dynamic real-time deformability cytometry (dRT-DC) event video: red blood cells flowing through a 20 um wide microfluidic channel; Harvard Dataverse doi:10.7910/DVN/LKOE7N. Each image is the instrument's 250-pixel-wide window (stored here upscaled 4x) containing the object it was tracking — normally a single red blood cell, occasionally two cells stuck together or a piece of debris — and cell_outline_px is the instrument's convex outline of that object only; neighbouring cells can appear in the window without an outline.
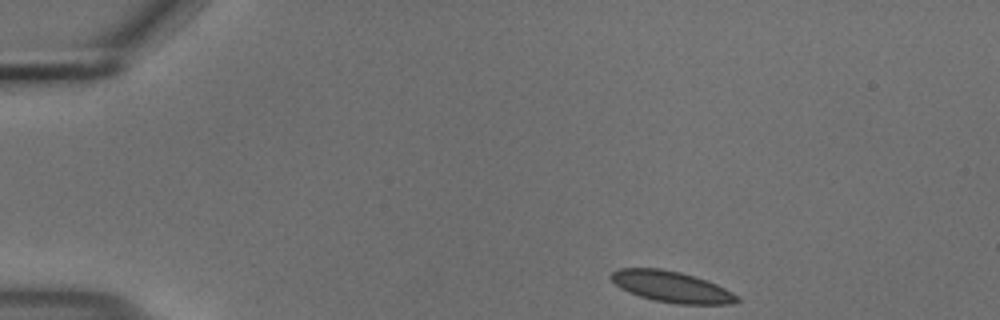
{"species": "common noctule bat (a hibernating species)", "species_latin": "Nyctalus noctula", "temperature_condition": "cold", "stored_images_in_passage": 47, "camera_frame_rate_fps": 3000, "um_per_image_px": 0.085, "animal": {"sex": "male", "body_mass_g": 18.8}, "frame": {"image": 1, "passage_image": 1, "time_ms": 0.0, "image_size_px": [1000, 320], "cell_outline_px": [[740, 300], [732, 304], [680, 304], [656, 300], [640, 296], [628, 292], [620, 288], [608, 276], [612, 272], [620, 268], [660, 268], [680, 272], [716, 284], [740, 296]], "centroid_in_image_um": [57.07, 24.37], "position_along_channel_um": 27.9, "area_um2": 22.6}}
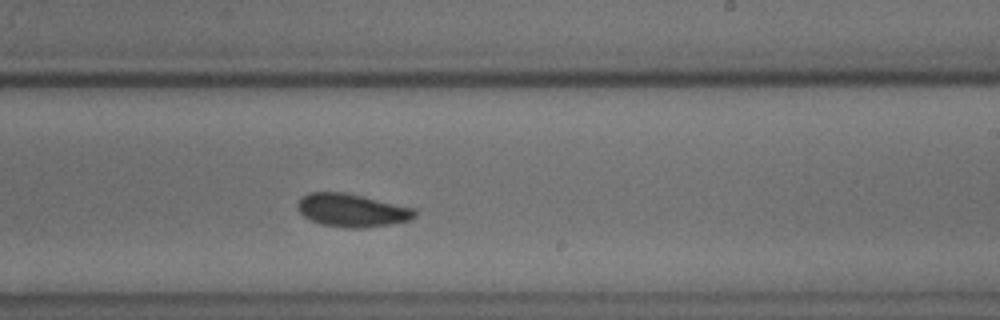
{"frame": {"image": 2, "passage_image": 26, "time_ms": 8.333, "image_size_px": [1000, 320], "cell_outline_px": [[416, 216], [412, 220], [364, 228], [348, 228], [324, 224], [312, 220], [304, 216], [296, 208], [296, 204], [308, 192], [344, 192], [364, 196], [416, 208]], "centroid_in_image_um": [29.95, 17.86], "position_along_channel_um": 259.0, "area_um2": 22.6}}
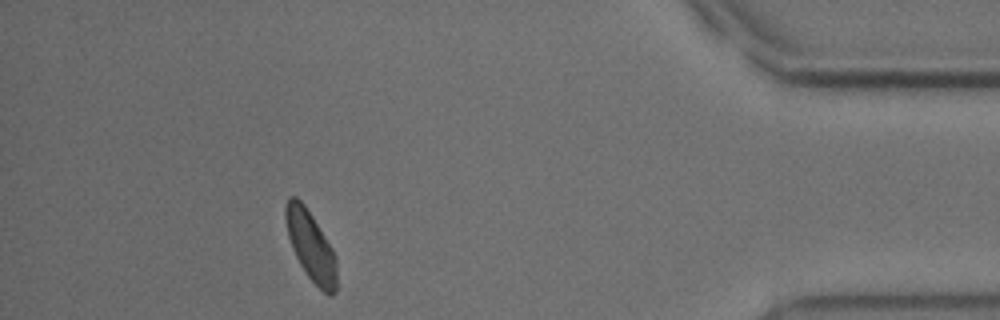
{"frame": {"image": 3, "passage_image": 42, "time_ms": 13.667, "image_size_px": [1000, 320], "cell_outline_px": [[336, 292], [332, 296], [328, 296], [308, 276], [300, 264], [292, 248], [288, 236], [284, 220], [284, 208], [288, 196], [296, 196], [304, 204], [312, 216], [332, 248], [336, 256]], "centroid_in_image_um": [26.4, 20.88], "position_along_channel_um": 408.8, "area_um2": 20.69}, "authors_computed_cell_mechanics": {"area_um2": 22.3686, "velocity_mm_per_s": 3.658, "shape_relaxation_time_tau1_ms": 4.5586, "shape_relaxation_time_tau2_ms": 3.1524, "deformation_change_tau1": 0.0758, "deformation_change_tau2": 0.0507}}